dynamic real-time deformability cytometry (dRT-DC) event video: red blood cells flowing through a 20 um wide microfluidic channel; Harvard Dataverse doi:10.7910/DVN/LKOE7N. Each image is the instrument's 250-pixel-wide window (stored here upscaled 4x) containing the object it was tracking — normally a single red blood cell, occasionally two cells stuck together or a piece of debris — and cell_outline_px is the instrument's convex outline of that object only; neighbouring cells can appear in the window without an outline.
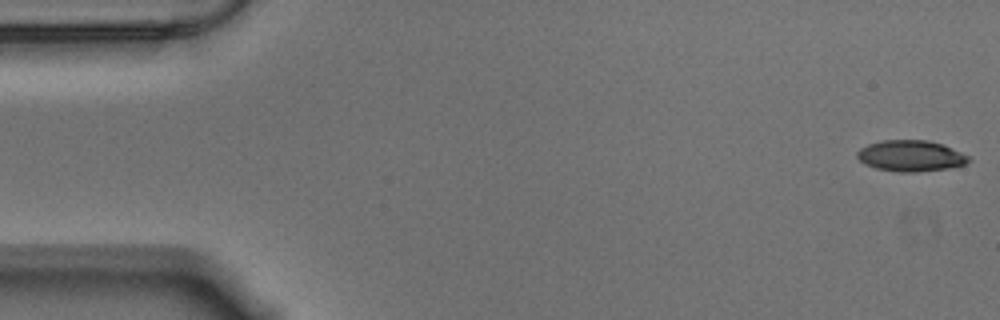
{"species": "Egyptian fruit bat (a non-hibernating species)", "species_latin": "Rousettus aegyptiacus", "temperature_condition": "warm", "stored_images_in_passage": 56, "camera_frame_rate_fps": 3000, "um_per_image_px": 0.085, "animal": {"sex": "male"}, "frame": {"image": 1, "passage_image": 1, "time_ms": 0.0, "image_size_px": [1000, 320], "cell_outline_px": [[972, 160], [964, 164], [952, 168], [916, 172], [900, 172], [876, 168], [864, 164], [856, 156], [856, 152], [860, 148], [868, 144], [880, 140], [928, 140], [944, 144], [968, 156]], "centroid_in_image_um": [77.41, 13.24], "position_along_channel_um": 7.6, "area_um2": 20.35}}
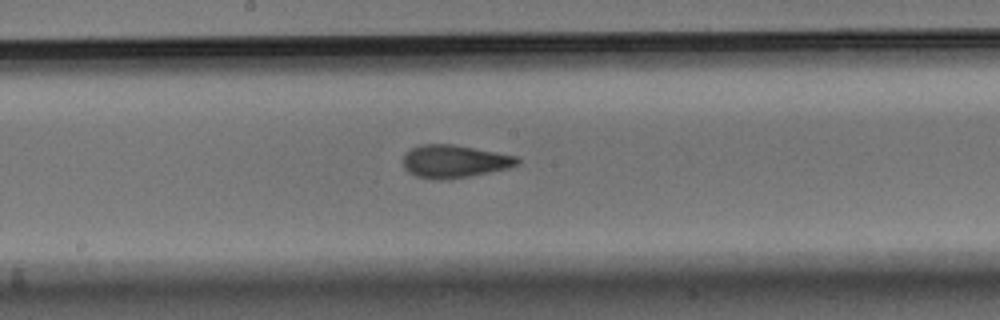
{"frame": {"image": 2, "passage_image": 29, "time_ms": 9.333, "image_size_px": [1000, 320], "cell_outline_px": [[520, 164], [508, 168], [472, 176], [448, 180], [436, 180], [416, 176], [408, 172], [404, 168], [404, 156], [412, 148], [420, 144], [452, 144], [496, 152], [516, 156], [520, 160]], "centroid_in_image_um": [38.63, 13.73], "position_along_channel_um": 209.6, "area_um2": 21.91}}
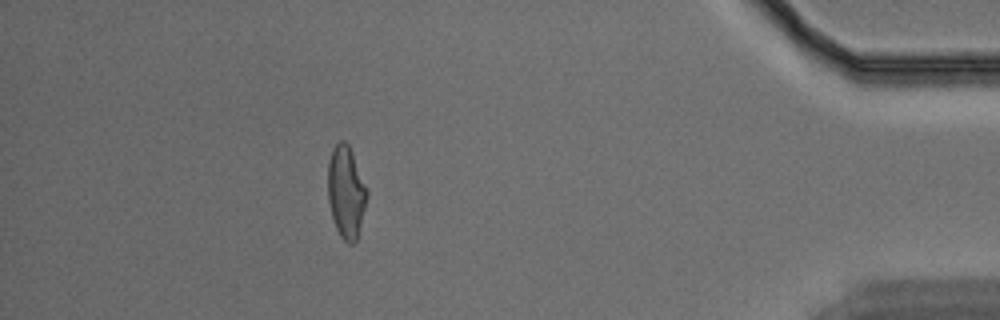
{"frame": {"image": 3, "passage_image": 50, "time_ms": 16.333, "image_size_px": [1000, 320], "cell_outline_px": [[368, 196], [356, 240], [352, 244], [348, 244], [340, 236], [336, 228], [332, 216], [328, 200], [328, 160], [332, 148], [340, 140], [344, 140], [348, 144], [352, 152], [368, 188]], "centroid_in_image_um": [29.42, 16.29], "position_along_channel_um": 405.8, "area_um2": 21.1}, "authors_computed_cell_mechanics": {"area_um2": 21.2704, "velocity_mm_per_s": 3.549, "shape_relaxation_time_tau1_ms": 6.5606, "shape_relaxation_time_tau2_ms": 1.826, "deformation_change_tau1": 0.1943, "deformation_change_tau2": 0.0824}}